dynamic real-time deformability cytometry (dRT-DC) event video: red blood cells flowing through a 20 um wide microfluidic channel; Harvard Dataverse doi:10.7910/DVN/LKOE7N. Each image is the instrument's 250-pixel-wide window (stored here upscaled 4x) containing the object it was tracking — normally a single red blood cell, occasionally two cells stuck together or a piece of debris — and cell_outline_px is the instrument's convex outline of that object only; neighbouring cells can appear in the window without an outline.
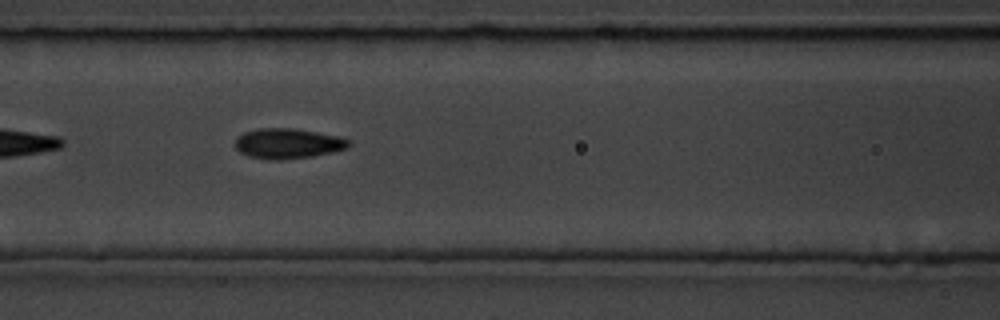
{"species": "common noctule bat (a hibernating species)", "species_latin": "Nyctalus noctula", "temperature_condition": "room temperature", "stored_images_in_passage": 9, "camera_frame_rate_fps": 3000, "um_per_image_px": 0.085, "animal": {"sex": "male", "body_mass_g": 19.5, "forearm_length_mm": 54.6}, "frame": {"image": 1, "passage_image": 7, "time_ms": 6.667, "image_size_px": [1000, 320], "cell_outline_px": [[352, 144], [348, 148], [332, 152], [312, 156], [280, 160], [268, 160], [248, 156], [240, 152], [232, 144], [236, 136], [244, 132], [260, 128], [296, 128], [336, 136], [348, 140]], "centroid_in_image_um": [24.4, 12.2], "position_along_channel_um": 142.2, "area_um2": 20.17}}